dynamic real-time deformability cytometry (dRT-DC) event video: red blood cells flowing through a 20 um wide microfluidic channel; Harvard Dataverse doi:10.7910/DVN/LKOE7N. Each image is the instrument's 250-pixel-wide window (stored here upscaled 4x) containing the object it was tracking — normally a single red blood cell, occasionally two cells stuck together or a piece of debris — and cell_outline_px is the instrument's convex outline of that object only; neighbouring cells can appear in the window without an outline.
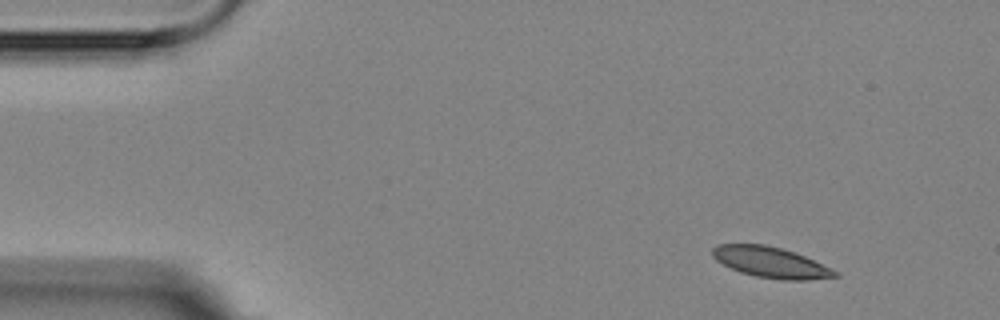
{"species": "Egyptian fruit bat (a non-hibernating species)", "species_latin": "Rousettus aegyptiacus", "temperature_condition": "room temperature", "stored_images_in_passage": 4, "camera_frame_rate_fps": 3000, "um_per_image_px": 0.085, "animal": {"sex": "female"}, "frame": {"image": 1, "passage_image": 1, "time_ms": 0.0, "image_size_px": [1000, 320], "cell_outline_px": [[840, 276], [808, 280], [780, 280], [756, 276], [740, 272], [716, 260], [712, 256], [712, 248], [716, 244], [764, 244], [796, 252], [840, 272]], "centroid_in_image_um": [65.54, 22.3], "position_along_channel_um": 19.5, "area_um2": 22.02}}